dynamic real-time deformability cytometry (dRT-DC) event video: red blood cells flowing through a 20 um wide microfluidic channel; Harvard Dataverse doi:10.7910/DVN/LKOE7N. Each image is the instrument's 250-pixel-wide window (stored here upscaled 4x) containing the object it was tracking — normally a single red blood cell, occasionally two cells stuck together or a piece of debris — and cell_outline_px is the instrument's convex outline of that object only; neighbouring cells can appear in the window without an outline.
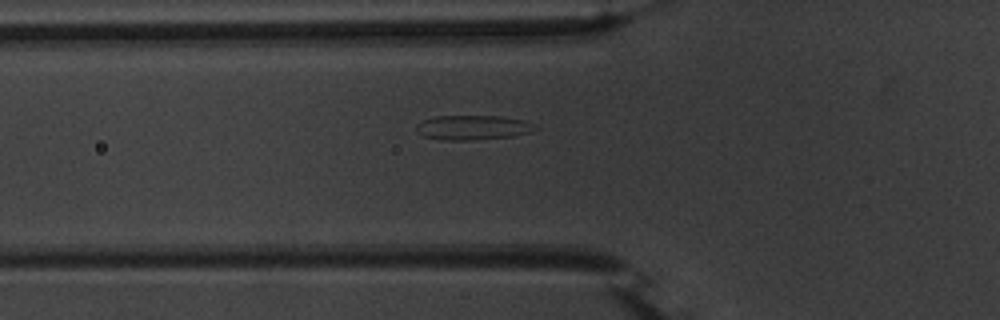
{"species": "common noctule bat (a hibernating species)", "species_latin": "Nyctalus noctula", "temperature_condition": "warm", "stored_images_in_passage": 5, "camera_frame_rate_fps": 3000, "um_per_image_px": 0.085, "animal": {"sex": "male", "body_mass_g": 20.1, "forearm_length_mm": 53.5}, "frame": {"image": 1, "passage_image": 2, "time_ms": 0.333, "image_size_px": [1000, 320], "cell_outline_px": [[540, 128], [528, 132], [512, 136], [468, 140], [440, 140], [424, 136], [416, 132], [416, 124], [424, 120], [436, 116], [500, 116], [524, 120], [536, 124]], "centroid_in_image_um": [40.19, 10.83], "position_along_channel_um": 85.6, "area_um2": 17.05}}